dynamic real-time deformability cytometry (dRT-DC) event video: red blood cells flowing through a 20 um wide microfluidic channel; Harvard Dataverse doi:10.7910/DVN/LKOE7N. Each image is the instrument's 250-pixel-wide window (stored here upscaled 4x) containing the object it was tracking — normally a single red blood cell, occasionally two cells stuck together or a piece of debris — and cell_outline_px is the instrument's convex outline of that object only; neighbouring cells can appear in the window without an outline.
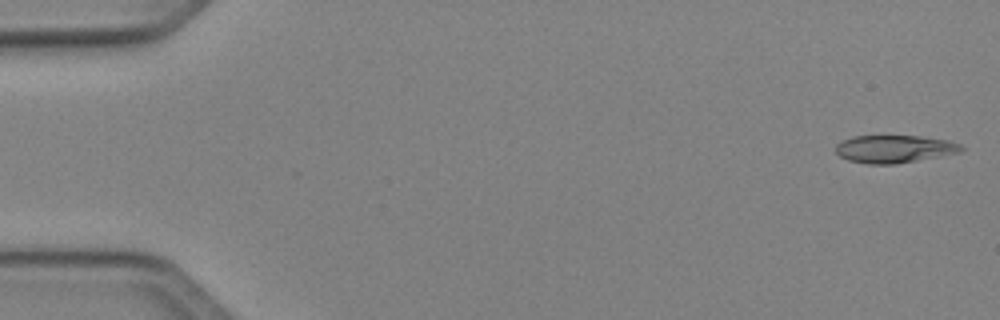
{"species": "Egyptian fruit bat (a non-hibernating species)", "species_latin": "Rousettus aegyptiacus", "temperature_condition": "cold", "stored_images_in_passage": 49, "camera_frame_rate_fps": 3000, "um_per_image_px": 0.085, "animal": {"sex": "female"}, "frame": {"image": 1, "passage_image": 1, "time_ms": 0.0, "image_size_px": [1000, 320], "cell_outline_px": [[964, 148], [960, 152], [896, 164], [868, 164], [848, 160], [840, 156], [836, 152], [836, 144], [852, 136], [920, 136], [948, 140], [960, 144]], "centroid_in_image_um": [76.01, 12.66], "position_along_channel_um": 9.0, "area_um2": 20.11}}
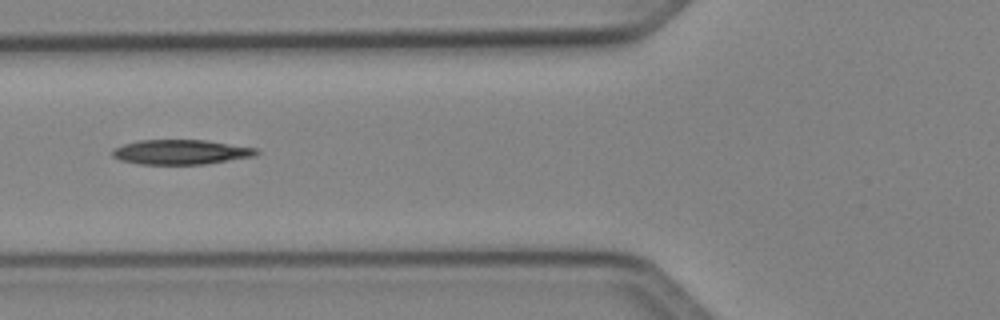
{"frame": {"image": 2, "passage_image": 19, "time_ms": 6.0, "image_size_px": [1000, 320], "cell_outline_px": [[260, 152], [256, 156], [204, 164], [140, 164], [120, 160], [112, 156], [112, 148], [124, 144], [140, 140], [204, 140], [256, 148]], "centroid_in_image_um": [15.36, 12.92], "position_along_channel_um": 110.4, "area_um2": 20.69}}
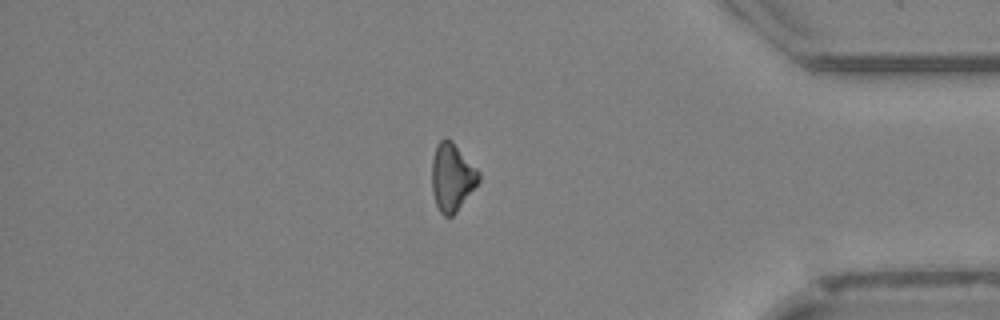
{"frame": {"image": 3, "passage_image": 42, "time_ms": 13.667, "image_size_px": [1000, 320], "cell_outline_px": [[480, 180], [456, 212], [452, 216], [444, 216], [440, 212], [436, 204], [432, 192], [432, 160], [436, 144], [444, 136], [452, 140], [480, 172]], "centroid_in_image_um": [38.41, 15.03], "position_along_channel_um": 396.8, "area_um2": 18.55}}